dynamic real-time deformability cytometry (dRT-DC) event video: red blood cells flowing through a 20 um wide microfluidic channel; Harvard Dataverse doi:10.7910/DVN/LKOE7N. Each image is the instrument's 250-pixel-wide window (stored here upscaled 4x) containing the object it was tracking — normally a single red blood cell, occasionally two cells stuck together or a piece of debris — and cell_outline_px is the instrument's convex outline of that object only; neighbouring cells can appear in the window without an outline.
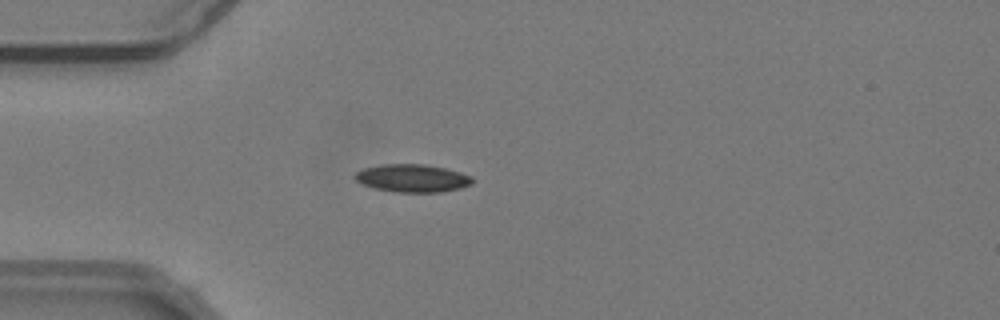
{"species": "common noctule bat (a hibernating species)", "species_latin": "Nyctalus noctula", "temperature_condition": "warm", "stored_images_in_passage": 55, "camera_frame_rate_fps": 3000, "um_per_image_px": 0.085, "animal": {"sex": "male", "body_mass_g": 19.2, "forearm_length_mm": 51.8}, "frame": {"image": 1, "passage_image": 16, "time_ms": 5.0, "image_size_px": [1000, 320], "cell_outline_px": [[472, 184], [460, 188], [440, 192], [396, 192], [376, 188], [364, 184], [356, 180], [352, 176], [356, 172], [364, 168], [384, 164], [424, 164], [444, 168], [460, 172], [472, 176]], "centroid_in_image_um": [35.06, 15.14], "position_along_channel_um": 49.9, "area_um2": 18.9}}
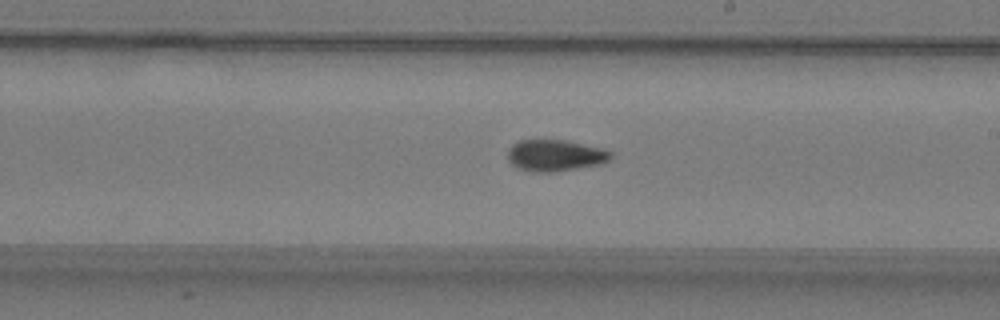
{"frame": {"image": 2, "passage_image": 32, "time_ms": 10.333, "image_size_px": [1000, 320], "cell_outline_px": [[612, 156], [604, 164], [552, 172], [536, 172], [520, 168], [512, 164], [508, 160], [508, 148], [512, 144], [520, 140], [564, 140], [604, 148], [612, 152]], "centroid_in_image_um": [47.22, 13.21], "position_along_channel_um": 241.8, "area_um2": 18.96}}
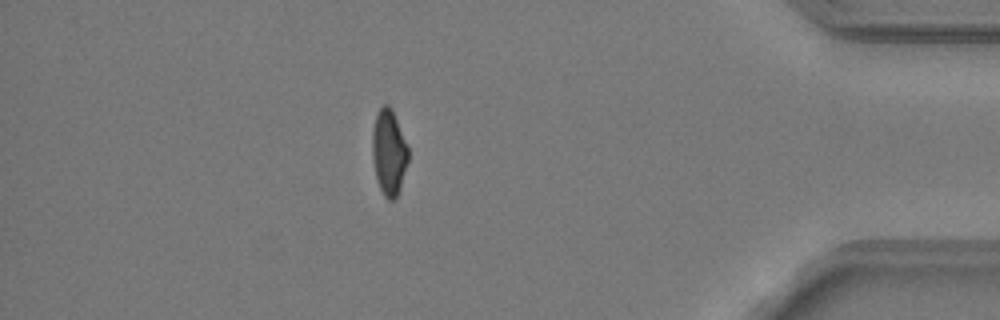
{"frame": {"image": 3, "passage_image": 48, "time_ms": 15.667, "image_size_px": [1000, 320], "cell_outline_px": [[408, 160], [400, 188], [396, 196], [392, 200], [388, 200], [384, 196], [380, 188], [376, 176], [372, 156], [372, 132], [376, 112], [384, 104], [388, 104], [392, 108], [408, 148]], "centroid_in_image_um": [33.04, 12.91], "position_along_channel_um": 402.2, "area_um2": 17.8}, "authors_computed_cell_mechanics": {"area_um2": 18.3226, "velocity_mm_per_s": 3.8189, "shape_relaxation_time_tau1_ms": 5.1195, "shape_relaxation_time_tau2_ms": 3.1777, "deformation_change_tau1": 0.1559, "deformation_change_tau2": 0.0799}}